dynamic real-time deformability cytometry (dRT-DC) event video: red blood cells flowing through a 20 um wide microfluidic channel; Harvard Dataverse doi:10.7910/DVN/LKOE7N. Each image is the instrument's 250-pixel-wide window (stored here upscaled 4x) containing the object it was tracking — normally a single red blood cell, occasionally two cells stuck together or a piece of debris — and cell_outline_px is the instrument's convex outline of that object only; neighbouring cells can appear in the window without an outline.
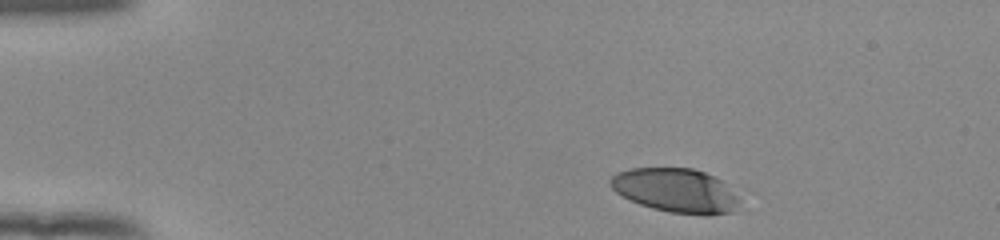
{"species": "human", "species_latin": "Homo sapiens", "temperature_condition": "room temperature", "stored_images_in_passage": 45, "camera_frame_rate_fps": 3000, "um_per_image_px": 0.085, "donor": {"sex": "female"}, "frame": {"image": 1, "passage_image": 1, "time_ms": 0.0, "image_size_px": [1000, 240], "cell_outline_px": [[740, 200], [732, 212], [708, 216], [704, 216], [672, 212], [652, 208], [640, 204], [616, 192], [608, 184], [608, 180], [616, 172], [632, 168], [692, 168], [704, 172], [724, 180]], "centroid_in_image_um": [57.45, 16.18], "position_along_channel_um": 27.5, "area_um2": 33.35}}
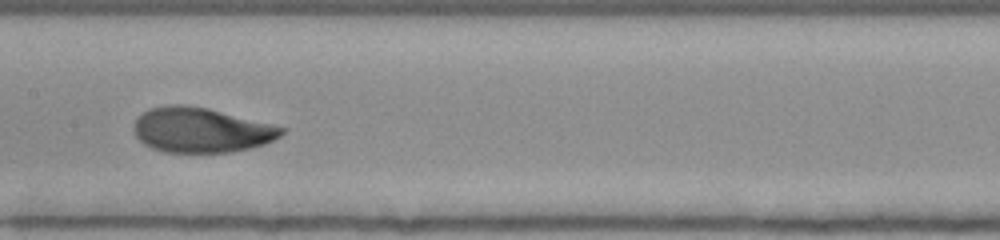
{"frame": {"image": 2, "passage_image": 20, "time_ms": 6.333, "image_size_px": [1000, 240], "cell_outline_px": [[288, 128], [280, 136], [264, 144], [232, 152], [164, 152], [152, 148], [144, 144], [136, 136], [132, 128], [132, 124], [148, 108], [168, 104], [184, 104], [208, 108]], "centroid_in_image_um": [17.07, 11.04], "position_along_channel_um": 190.3, "area_um2": 38.73}}
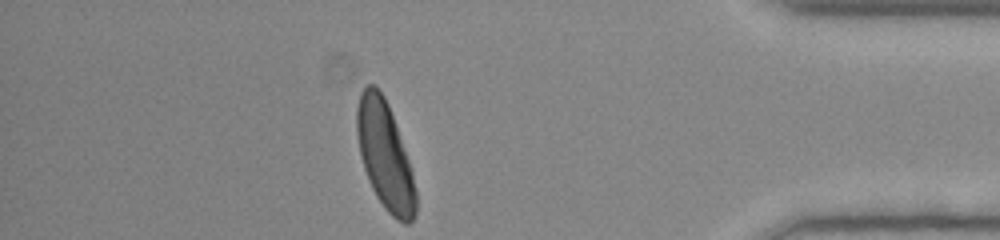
{"frame": {"image": 3, "passage_image": 39, "time_ms": 12.667, "image_size_px": [1000, 240], "cell_outline_px": [[416, 212], [412, 220], [408, 224], [404, 224], [396, 220], [384, 208], [376, 196], [368, 180], [360, 156], [356, 132], [356, 108], [360, 92], [368, 84], [376, 84], [380, 88], [388, 104], [408, 160], [412, 172], [416, 192]], "centroid_in_image_um": [32.69, 13.21], "position_along_channel_um": 402.5, "area_um2": 36.93}, "authors_computed_cell_mechanics": {"area_um2": 37.7434, "velocity_mm_per_s": 3.8914, "shape_relaxation_time_tau1_ms": 2.9565, "shape_relaxation_time_tau2_ms": 0.7795, "deformation_change_tau1": 0.1696, "deformation_change_tau2": 0.0546}}